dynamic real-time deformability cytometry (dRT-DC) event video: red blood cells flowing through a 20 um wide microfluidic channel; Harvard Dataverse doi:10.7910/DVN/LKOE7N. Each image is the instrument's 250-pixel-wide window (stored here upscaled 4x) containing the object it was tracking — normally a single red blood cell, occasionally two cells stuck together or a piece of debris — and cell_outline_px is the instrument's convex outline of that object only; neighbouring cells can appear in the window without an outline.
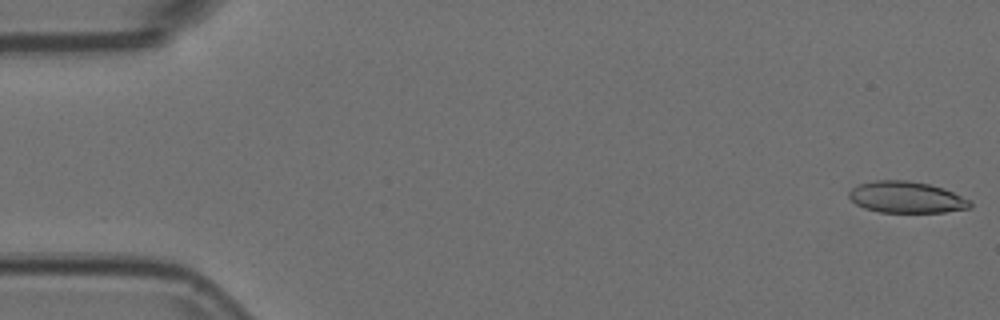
{"species": "Egyptian fruit bat (a non-hibernating species)", "species_latin": "Rousettus aegyptiacus", "temperature_condition": "room temperature", "stored_images_in_passage": 54, "camera_frame_rate_fps": 3000, "um_per_image_px": 0.085, "animal": {"sex": "female"}, "frame": {"image": 1, "passage_image": 1, "time_ms": 0.0, "image_size_px": [1000, 320], "cell_outline_px": [[972, 204], [968, 208], [944, 212], [880, 212], [864, 208], [856, 204], [848, 196], [848, 192], [852, 188], [860, 184], [876, 180], [908, 180], [928, 184], [944, 188], [972, 200]], "centroid_in_image_um": [77.05, 16.76], "position_along_channel_um": 7.9, "area_um2": 22.2}}
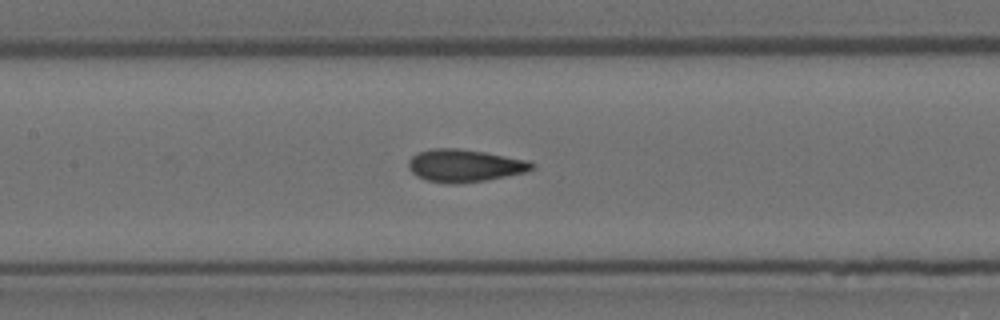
{"frame": {"image": 2, "passage_image": 25, "time_ms": 8.0, "image_size_px": [1000, 320], "cell_outline_px": [[536, 168], [524, 172], [484, 180], [456, 184], [448, 184], [424, 180], [416, 176], [408, 168], [408, 160], [412, 156], [420, 152], [432, 148], [460, 148], [484, 152], [528, 160], [536, 164]], "centroid_in_image_um": [39.47, 14.08], "position_along_channel_um": 167.9, "area_um2": 23.47}}
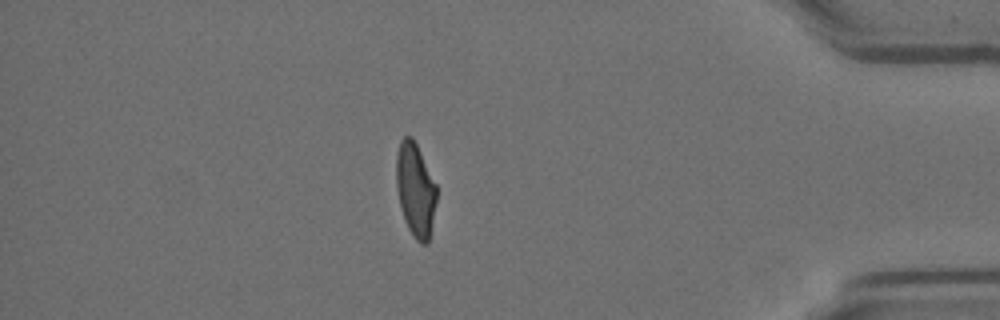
{"frame": {"image": 3, "passage_image": 47, "time_ms": 15.333, "image_size_px": [1000, 320], "cell_outline_px": [[436, 200], [428, 244], [420, 244], [416, 240], [408, 228], [404, 220], [396, 188], [396, 156], [400, 140], [404, 136], [412, 136], [436, 184]], "centroid_in_image_um": [35.29, 16.13], "position_along_channel_um": 399.9, "area_um2": 21.85}, "authors_computed_cell_mechanics": {"area_um2": 22.7732, "velocity_mm_per_s": 3.7268, "shape_relaxation_time_tau1_ms": 7.6932, "shape_relaxation_time_tau2_ms": 1.0831, "deformation_change_tau1": 0.2049, "deformation_change_tau2": 0.0734}}